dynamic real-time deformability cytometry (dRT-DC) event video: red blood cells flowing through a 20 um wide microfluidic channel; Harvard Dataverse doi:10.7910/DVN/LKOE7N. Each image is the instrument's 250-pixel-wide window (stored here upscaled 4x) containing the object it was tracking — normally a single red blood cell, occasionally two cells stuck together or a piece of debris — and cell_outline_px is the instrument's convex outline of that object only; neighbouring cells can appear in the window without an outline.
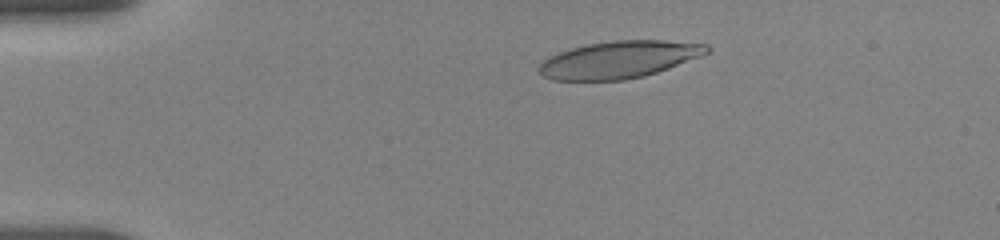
{"species": "human", "species_latin": "Homo sapiens", "temperature_condition": "room temperature", "stored_images_in_passage": 22, "camera_frame_rate_fps": 3000, "um_per_image_px": 0.085, "donor": {"sex": "female"}, "frame": {"image": 1, "passage_image": 8, "time_ms": 2.667, "image_size_px": [1000, 240], "cell_outline_px": [[712, 48], [708, 52], [700, 56], [668, 68], [644, 76], [624, 80], [552, 80], [544, 76], [540, 72], [540, 64], [544, 60], [560, 52], [572, 48], [588, 44], [616, 40], [664, 40], [708, 44]], "centroid_in_image_um": [52.66, 5.06], "position_along_channel_um": 32.3, "area_um2": 35.95}}
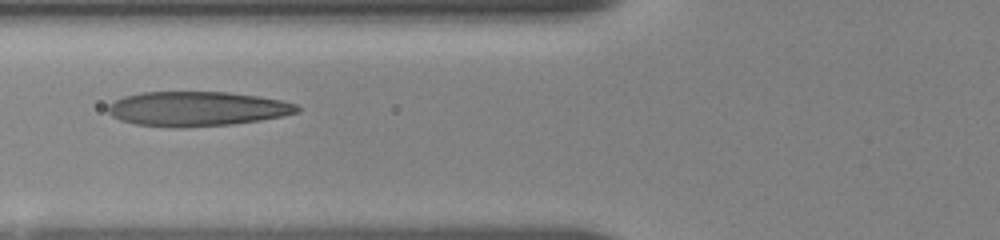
{"frame": {"image": 2, "passage_image": 16, "time_ms": 6.333, "image_size_px": [1000, 240], "cell_outline_px": [[300, 112], [260, 120], [232, 124], [184, 128], [172, 128], [136, 124], [120, 120], [112, 116], [108, 112], [108, 104], [124, 96], [140, 92], [228, 92], [256, 96], [280, 100], [296, 104], [300, 108]], "centroid_in_image_um": [16.71, 9.25], "position_along_channel_um": 109.1, "area_um2": 38.21}}
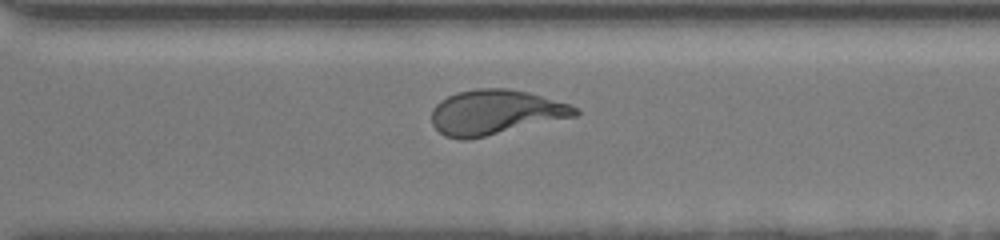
{"frame": {"image": 3, "passage_image": 22, "time_ms": 12.333, "image_size_px": [1000, 240], "cell_outline_px": [[580, 112], [576, 116], [468, 140], [460, 140], [444, 136], [432, 124], [432, 108], [440, 100], [456, 92], [476, 88], [508, 88], [528, 92], [568, 104], [580, 108]], "centroid_in_image_um": [42.08, 9.54], "position_along_channel_um": 328.5, "area_um2": 37.51}}